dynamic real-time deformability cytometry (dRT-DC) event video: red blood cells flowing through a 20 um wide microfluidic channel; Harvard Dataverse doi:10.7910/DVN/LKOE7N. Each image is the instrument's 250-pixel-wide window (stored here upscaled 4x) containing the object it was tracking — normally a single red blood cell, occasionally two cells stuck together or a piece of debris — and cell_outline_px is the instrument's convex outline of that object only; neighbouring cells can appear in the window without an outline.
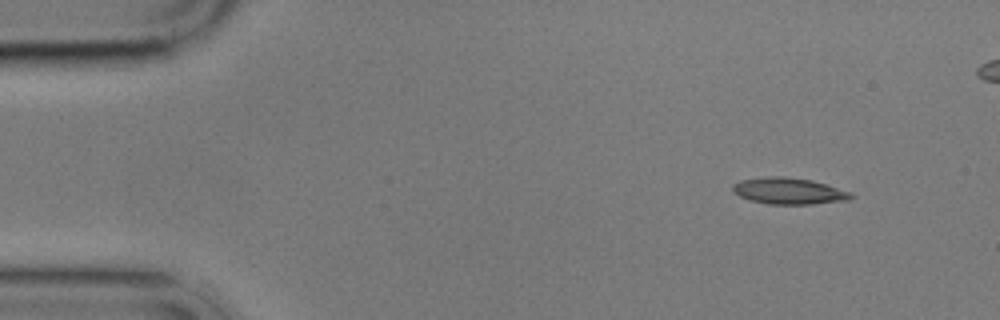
{"species": "common noctule bat (a hibernating species)", "species_latin": "Nyctalus noctula", "temperature_condition": "cold", "stored_images_in_passage": 5, "camera_frame_rate_fps": 3000, "um_per_image_px": 0.085, "animal": {"sex": "male", "body_mass_g": 17.9}, "frame": {"image": 1, "passage_image": 1, "time_ms": 0.0, "image_size_px": [1000, 320], "cell_outline_px": [[856, 196], [852, 200], [812, 204], [768, 204], [748, 200], [732, 192], [732, 184], [740, 180], [772, 176], [784, 176], [812, 180], [852, 192]], "centroid_in_image_um": [67.08, 16.24], "position_along_channel_um": 17.9, "area_um2": 18.5}}